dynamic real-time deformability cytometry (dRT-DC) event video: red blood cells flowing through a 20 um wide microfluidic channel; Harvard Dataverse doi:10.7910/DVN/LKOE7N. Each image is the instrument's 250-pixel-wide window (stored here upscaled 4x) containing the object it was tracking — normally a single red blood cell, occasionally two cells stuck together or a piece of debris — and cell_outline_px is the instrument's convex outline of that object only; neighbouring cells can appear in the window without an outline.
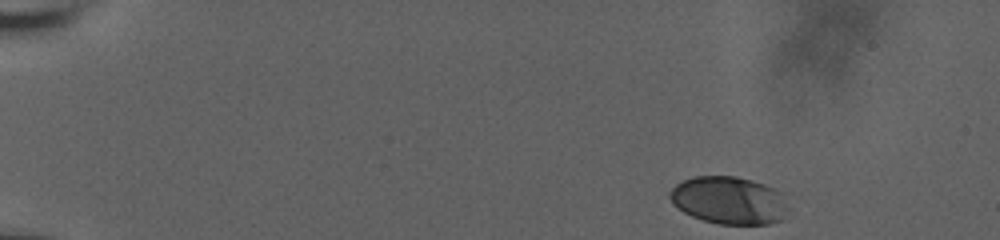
{"species": "human", "species_latin": "Homo sapiens", "temperature_condition": "room temperature", "stored_images_in_passage": 52, "camera_frame_rate_fps": 3000, "um_per_image_px": 0.085, "donor": {"sex": "male"}, "frame": {"image": 1, "passage_image": 1, "time_ms": 0.0, "image_size_px": [1000, 240], "cell_outline_px": [[784, 220], [768, 224], [720, 224], [704, 220], [692, 216], [684, 212], [672, 204], [668, 196], [668, 192], [676, 184], [692, 176], [736, 176], [752, 180], [764, 184], [780, 192]], "centroid_in_image_um": [61.86, 17.02], "position_along_channel_um": 23.1, "area_um2": 32.43}}
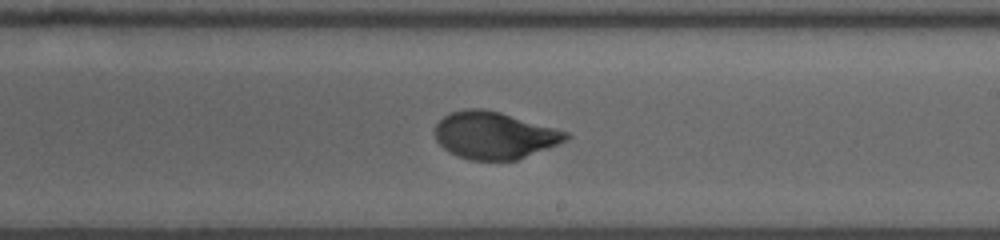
{"frame": {"image": 2, "passage_image": 30, "time_ms": 9.667, "image_size_px": [1000, 240], "cell_outline_px": [[572, 136], [548, 148], [516, 160], [472, 160], [456, 156], [448, 152], [436, 140], [436, 124], [444, 116], [452, 112], [464, 108], [484, 108], [500, 112], [568, 132]], "centroid_in_image_um": [41.99, 11.5], "position_along_channel_um": 247.0, "area_um2": 35.72}}
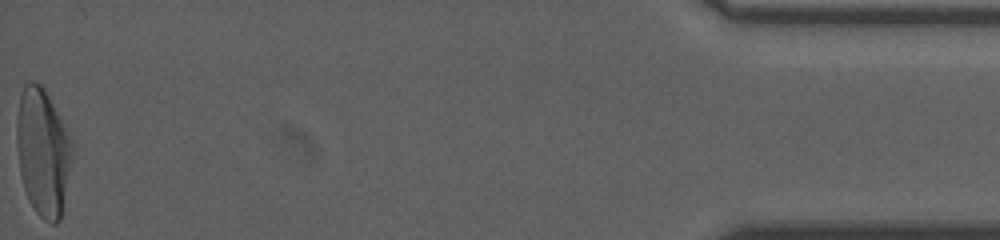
{"frame": {"image": 3, "passage_image": 52, "time_ms": 17.0, "image_size_px": [1000, 240], "cell_outline_px": [[72, 156], [60, 220], [56, 224], [52, 224], [44, 220], [36, 212], [24, 188], [20, 172], [16, 144], [16, 120], [20, 92], [24, 84], [28, 80], [32, 80], [40, 84], [44, 88], [72, 140]], "centroid_in_image_um": [3.62, 12.88], "position_along_channel_um": 431.6, "area_um2": 41.04}, "authors_computed_cell_mechanics": {"area_um2": 35.6626, "velocity_mm_per_s": 3.6934, "shape_relaxation_time_tau1_ms": 4.9543, "shape_relaxation_time_tau2_ms": null, "deformation_change_tau1": 0.2106, "deformation_change_tau2": null}}